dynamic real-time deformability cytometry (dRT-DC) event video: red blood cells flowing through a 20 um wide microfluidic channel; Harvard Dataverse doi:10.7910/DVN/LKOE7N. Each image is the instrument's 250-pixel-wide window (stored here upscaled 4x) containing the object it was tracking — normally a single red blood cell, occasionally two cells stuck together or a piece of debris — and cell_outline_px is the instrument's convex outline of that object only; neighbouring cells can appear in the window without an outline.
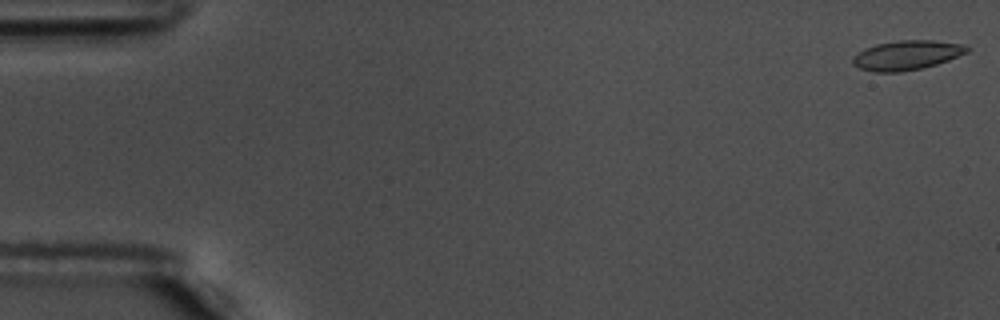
{"species": "common noctule bat (a hibernating species)", "species_latin": "Nyctalus noctula", "temperature_condition": "warm", "stored_images_in_passage": 56, "camera_frame_rate_fps": 3000, "um_per_image_px": 0.085, "animal": {"sex": "male", "body_mass_g": 17.5, "forearm_length_mm": 52.3}, "frame": {"image": 1, "passage_image": 1, "time_ms": 0.0, "image_size_px": [1000, 320], "cell_outline_px": [[968, 52], [948, 60], [936, 64], [920, 68], [900, 72], [872, 72], [860, 68], [852, 64], [852, 60], [864, 48], [876, 44], [900, 40], [932, 40], [968, 44]], "centroid_in_image_um": [77.1, 4.68], "position_along_channel_um": 7.9, "area_um2": 19.54}}
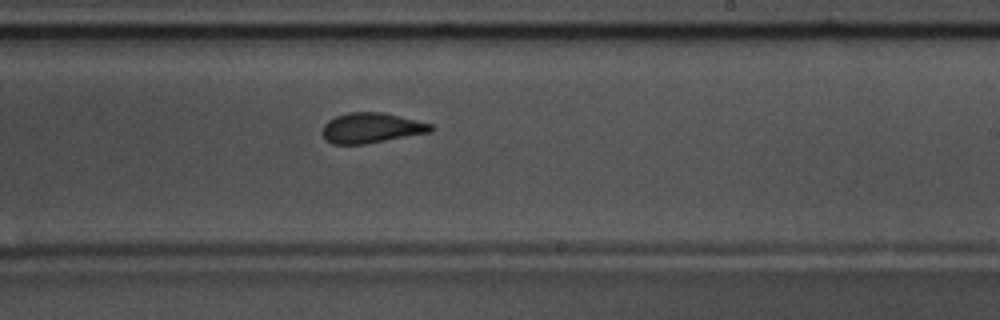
{"frame": {"image": 2, "passage_image": 34, "time_ms": 11.0, "image_size_px": [1000, 320], "cell_outline_px": [[436, 128], [432, 132], [364, 144], [332, 144], [324, 140], [320, 132], [324, 124], [328, 120], [336, 116], [348, 112], [380, 112], [416, 120], [432, 124]], "centroid_in_image_um": [31.53, 10.88], "position_along_channel_um": 257.5, "area_um2": 19.25}}
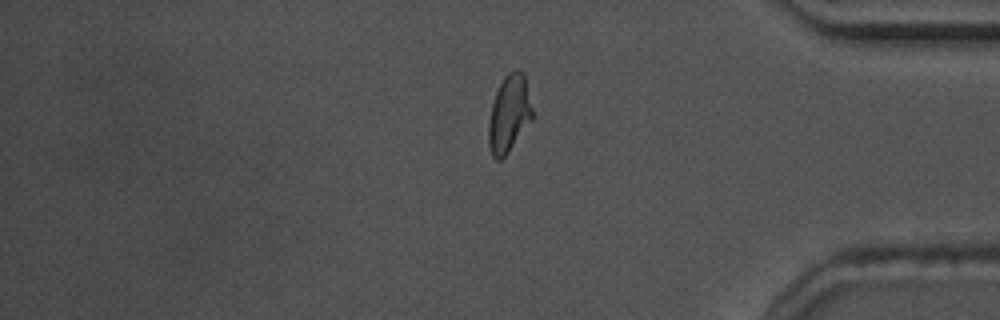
{"frame": {"image": 3, "passage_image": 47, "time_ms": 15.333, "image_size_px": [1000, 320], "cell_outline_px": [[532, 120], [508, 152], [500, 160], [496, 160], [492, 156], [488, 144], [488, 124], [492, 104], [496, 92], [504, 76], [508, 72], [516, 68], [524, 72], [532, 108]], "centroid_in_image_um": [43.27, 9.66], "position_along_channel_um": 391.9, "area_um2": 19.71}, "authors_computed_cell_mechanics": {"area_um2": 19.4497, "velocity_mm_per_s": 3.6308, "shape_relaxation_time_tau1_ms": 3.2528, "shape_relaxation_time_tau2_ms": 0.9283, "deformation_change_tau1": 0.1285, "deformation_change_tau2": 0.0742}}